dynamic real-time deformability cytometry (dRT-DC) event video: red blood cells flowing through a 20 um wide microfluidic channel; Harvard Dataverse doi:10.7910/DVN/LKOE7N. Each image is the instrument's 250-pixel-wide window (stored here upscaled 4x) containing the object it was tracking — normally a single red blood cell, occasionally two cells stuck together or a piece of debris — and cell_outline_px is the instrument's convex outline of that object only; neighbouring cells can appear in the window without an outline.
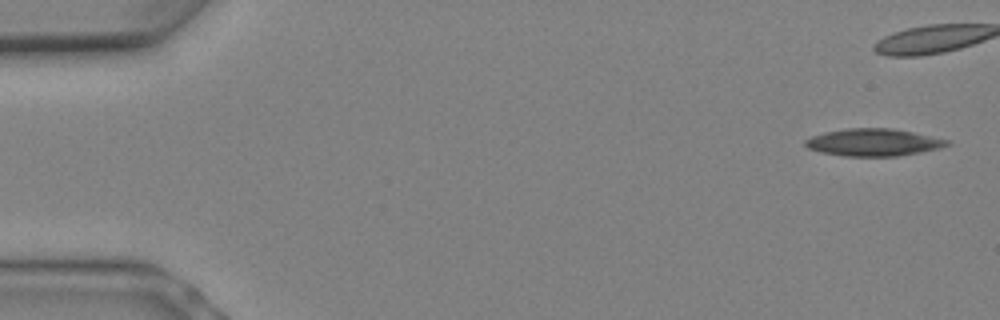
{"species": "Egyptian fruit bat (a non-hibernating species)", "species_latin": "Rousettus aegyptiacus", "temperature_condition": "warm", "stored_images_in_passage": 16, "camera_frame_rate_fps": 3000, "um_per_image_px": 0.085, "animal": {"sex": "female"}, "frame": {"image": 1, "passage_image": 1, "time_ms": 0.0, "image_size_px": [1000, 320], "cell_outline_px": [[952, 144], [940, 148], [920, 152], [896, 156], [844, 156], [820, 152], [808, 148], [804, 144], [804, 140], [812, 136], [824, 132], [848, 128], [892, 128], [912, 132], [948, 140]], "centroid_in_image_um": [74.22, 12.1], "position_along_channel_um": 10.8, "area_um2": 22.48}}
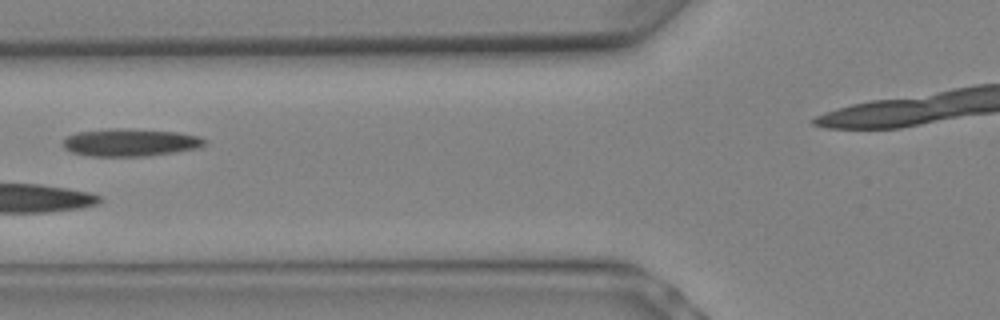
{"frame": {"image": 2, "passage_image": 10, "time_ms": 3.0, "image_size_px": [1000, 320], "cell_outline_px": [[208, 144], [200, 148], [144, 156], [92, 156], [72, 152], [64, 148], [64, 140], [68, 136], [76, 132], [108, 128], [120, 128], [176, 132], [200, 136], [208, 140]], "centroid_in_image_um": [11.11, 12.1], "position_along_channel_um": 114.7, "area_um2": 22.77}}